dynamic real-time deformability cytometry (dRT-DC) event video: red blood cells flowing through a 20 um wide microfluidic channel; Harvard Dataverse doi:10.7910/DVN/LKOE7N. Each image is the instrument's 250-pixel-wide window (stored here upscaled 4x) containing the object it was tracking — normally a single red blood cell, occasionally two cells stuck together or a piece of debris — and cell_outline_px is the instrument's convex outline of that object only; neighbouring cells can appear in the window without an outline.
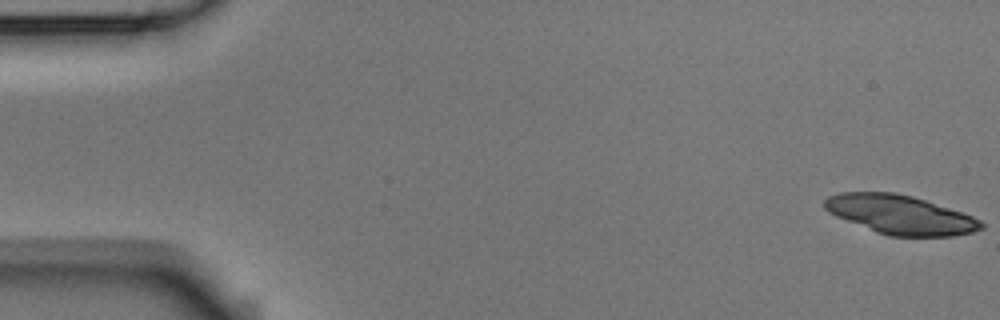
{"species": "Egyptian fruit bat (a non-hibernating species)", "species_latin": "Rousettus aegyptiacus", "temperature_condition": "room temperature", "stored_images_in_passage": 6, "camera_frame_rate_fps": 3000, "um_per_image_px": 0.085, "animal": {"sex": "male"}, "frame": {"image": 1, "passage_image": 1, "time_ms": 0.0, "image_size_px": [1000, 320], "cell_outline_px": [[984, 228], [972, 232], [952, 236], [888, 236], [876, 232], [836, 216], [828, 212], [824, 208], [824, 200], [828, 196], [840, 192], [896, 192], [912, 196], [972, 216], [980, 220], [984, 224]], "centroid_in_image_um": [76.49, 18.24], "position_along_channel_um": 8.5, "area_um2": 35.37}}
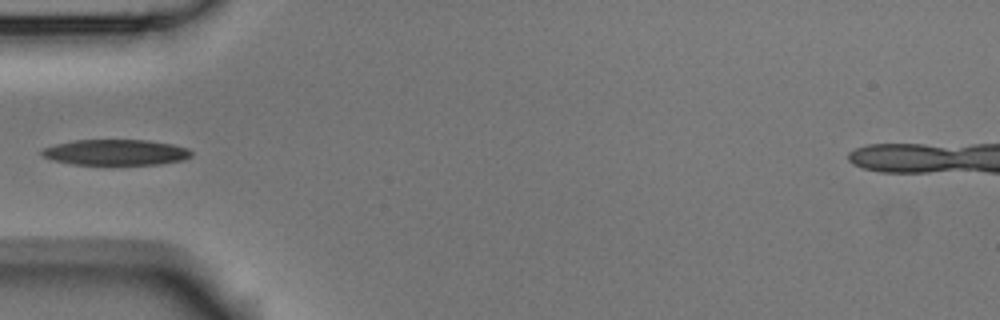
{"frame": {"image": 2, "passage_image": 6, "time_ms": 1.667, "image_size_px": [1000, 320], "cell_outline_px": [[192, 156], [184, 160], [160, 164], [72, 164], [52, 160], [44, 156], [40, 152], [44, 148], [56, 144], [76, 140], [148, 140], [172, 144], [188, 148], [192, 152]], "centroid_in_image_um": [9.88, 12.95], "position_along_channel_um": 75.1, "area_um2": 22.31}}